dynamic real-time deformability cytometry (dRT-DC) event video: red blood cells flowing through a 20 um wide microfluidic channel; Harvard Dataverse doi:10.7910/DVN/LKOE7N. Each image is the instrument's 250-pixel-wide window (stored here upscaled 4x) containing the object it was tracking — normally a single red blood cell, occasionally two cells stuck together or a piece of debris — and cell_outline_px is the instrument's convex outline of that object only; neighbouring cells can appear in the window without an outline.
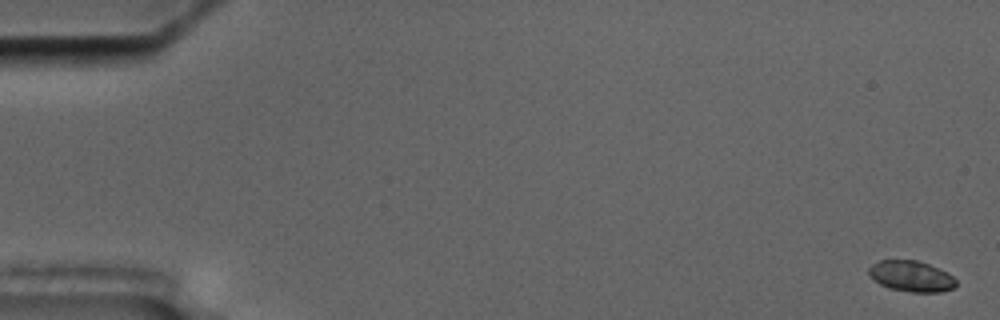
{"species": "common noctule bat (a hibernating species)", "species_latin": "Nyctalus noctula", "temperature_condition": "cold", "stored_images_in_passage": 4, "camera_frame_rate_fps": 3000, "um_per_image_px": 0.085, "animal": {"sex": "male", "body_mass_g": 17.5, "forearm_length_mm": 52.3}, "frame": {"image": 1, "passage_image": 1, "time_ms": 0.0, "image_size_px": [1000, 320], "cell_outline_px": [[956, 284], [952, 288], [940, 292], [912, 292], [888, 288], [880, 284], [868, 276], [868, 268], [872, 264], [880, 260], [916, 260], [928, 264], [948, 272], [956, 280]], "centroid_in_image_um": [77.42, 23.47], "position_along_channel_um": 7.6, "area_um2": 15.72}}